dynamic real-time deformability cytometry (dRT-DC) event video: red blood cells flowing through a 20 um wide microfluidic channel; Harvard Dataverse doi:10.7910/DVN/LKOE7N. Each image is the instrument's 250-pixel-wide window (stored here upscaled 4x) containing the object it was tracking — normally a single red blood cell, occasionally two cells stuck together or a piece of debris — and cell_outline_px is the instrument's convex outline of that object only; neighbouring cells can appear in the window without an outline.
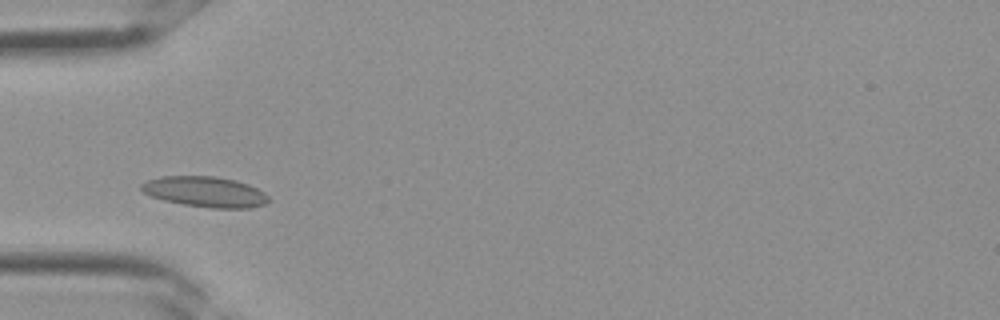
{"species": "Egyptian fruit bat (a non-hibernating species)", "species_latin": "Rousettus aegyptiacus", "temperature_condition": "room temperature", "stored_images_in_passage": 30, "camera_frame_rate_fps": 3000, "um_per_image_px": 0.085, "frame": {"image": 1, "passage_image": 6, "time_ms": 1.667, "image_size_px": [1000, 320], "cell_outline_px": [[268, 200], [264, 204], [248, 208], [212, 208], [184, 204], [164, 200], [152, 196], [144, 192], [140, 188], [140, 184], [148, 180], [160, 176], [216, 176], [236, 180], [248, 184], [264, 192], [268, 196]], "centroid_in_image_um": [17.43, 16.29], "position_along_channel_um": 67.6, "area_um2": 22.48}}
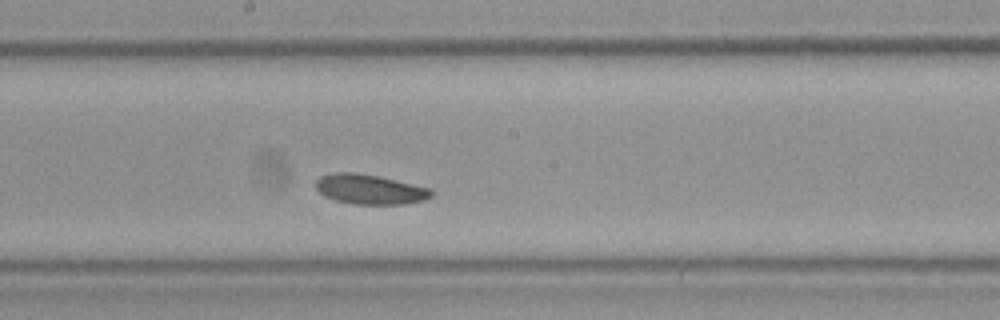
{"frame": {"image": 2, "passage_image": 14, "time_ms": 4.333, "image_size_px": [1000, 320], "cell_outline_px": [[436, 192], [432, 196], [424, 200], [404, 204], [352, 204], [336, 200], [324, 196], [316, 188], [316, 180], [320, 176], [336, 172], [356, 172], [380, 176], [432, 188]], "centroid_in_image_um": [31.48, 16.08], "position_along_channel_um": 216.7, "area_um2": 20.35}}
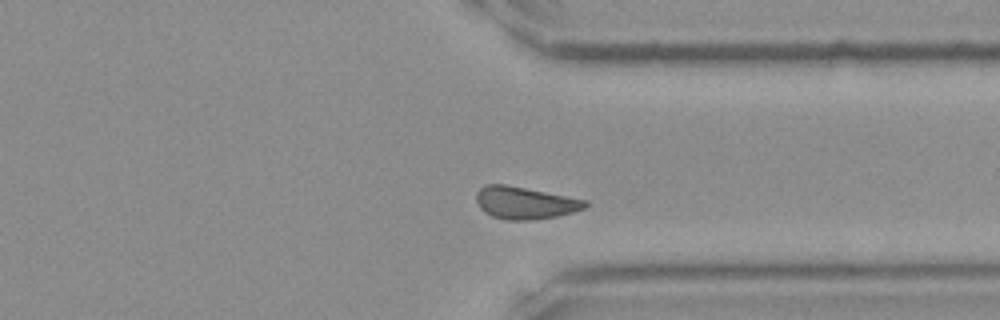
{"frame": {"image": 3, "passage_image": 22, "time_ms": 7.0, "image_size_px": [1000, 320], "cell_outline_px": [[588, 204], [584, 208], [572, 212], [556, 216], [528, 220], [508, 220], [492, 216], [484, 212], [480, 208], [476, 200], [476, 192], [484, 184], [504, 184], [588, 200]], "centroid_in_image_um": [44.59, 17.23], "position_along_channel_um": 366.8, "area_um2": 20.35}}